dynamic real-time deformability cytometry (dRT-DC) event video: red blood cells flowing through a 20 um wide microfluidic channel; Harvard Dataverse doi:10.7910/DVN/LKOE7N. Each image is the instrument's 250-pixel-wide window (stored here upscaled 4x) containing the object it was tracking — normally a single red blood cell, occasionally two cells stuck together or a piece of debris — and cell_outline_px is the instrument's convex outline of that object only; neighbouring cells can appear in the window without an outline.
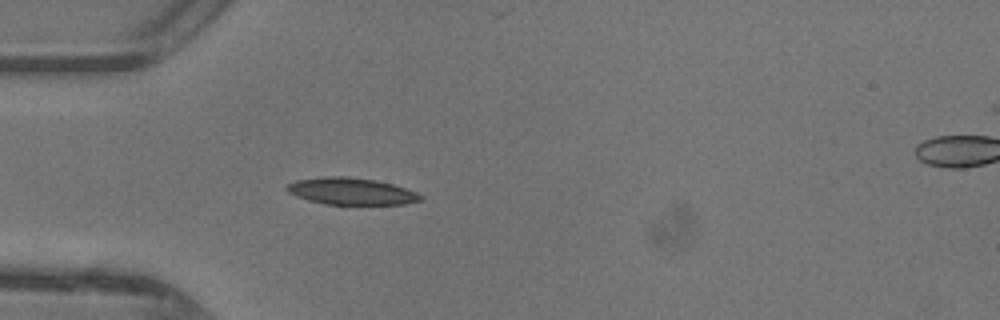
{"species": "common noctule bat (a hibernating species)", "species_latin": "Nyctalus noctula", "temperature_condition": "warm", "stored_images_in_passage": 47, "camera_frame_rate_fps": 3000, "um_per_image_px": 0.085, "animal": {"sex": "female"}, "frame": {"image": 1, "passage_image": 14, "time_ms": 4.333, "image_size_px": [1000, 320], "cell_outline_px": [[424, 200], [404, 204], [324, 204], [308, 200], [296, 196], [288, 192], [284, 188], [288, 184], [296, 180], [324, 176], [348, 176], [376, 180], [392, 184], [416, 192], [424, 196]], "centroid_in_image_um": [29.85, 16.25], "position_along_channel_um": 55.1, "area_um2": 21.04}}
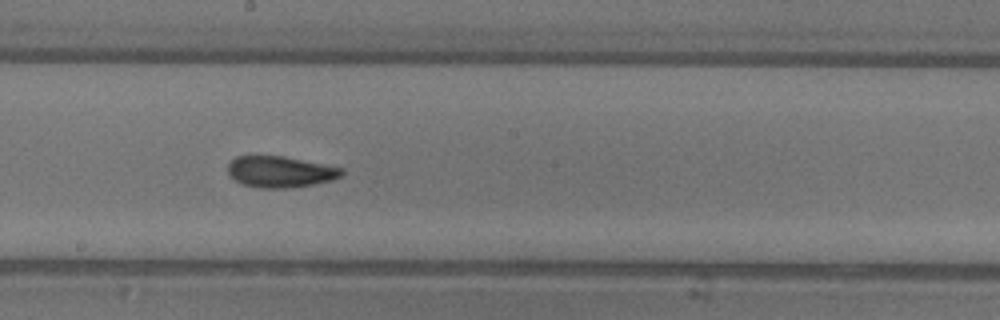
{"frame": {"image": 2, "passage_image": 26, "time_ms": 8.333, "image_size_px": [1000, 320], "cell_outline_px": [[344, 176], [332, 180], [292, 188], [260, 188], [240, 184], [228, 176], [228, 164], [236, 156], [284, 156], [344, 168]], "centroid_in_image_um": [23.82, 14.61], "position_along_channel_um": 224.4, "area_um2": 20.98}}
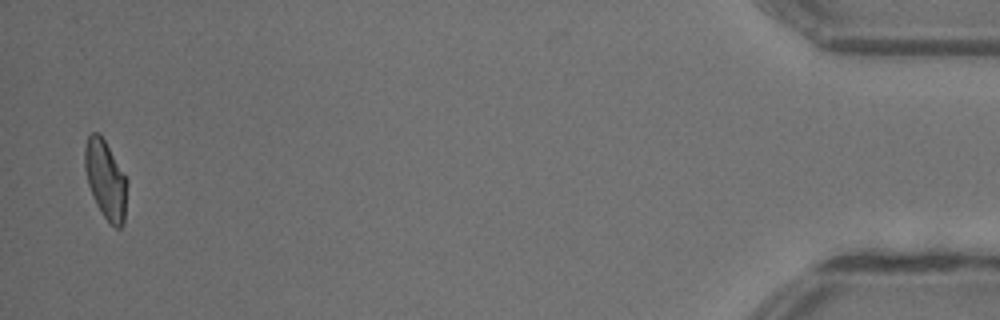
{"frame": {"image": 3, "passage_image": 46, "time_ms": 15.0, "image_size_px": [1000, 320], "cell_outline_px": [[128, 180], [124, 224], [120, 228], [116, 228], [108, 224], [96, 204], [92, 196], [88, 184], [84, 168], [84, 148], [88, 136], [92, 132], [96, 132], [104, 140]], "centroid_in_image_um": [8.98, 15.33], "position_along_channel_um": 426.2, "area_um2": 19.54}, "authors_computed_cell_mechanics": {"area_um2": 20.1722, "velocity_mm_per_s": 4.4047, "shape_relaxation_time_tau1_ms": 5.1212, "shape_relaxation_time_tau2_ms": 1.9679, "deformation_change_tau1": 0.1532, "deformation_change_tau2": 0.0845}}